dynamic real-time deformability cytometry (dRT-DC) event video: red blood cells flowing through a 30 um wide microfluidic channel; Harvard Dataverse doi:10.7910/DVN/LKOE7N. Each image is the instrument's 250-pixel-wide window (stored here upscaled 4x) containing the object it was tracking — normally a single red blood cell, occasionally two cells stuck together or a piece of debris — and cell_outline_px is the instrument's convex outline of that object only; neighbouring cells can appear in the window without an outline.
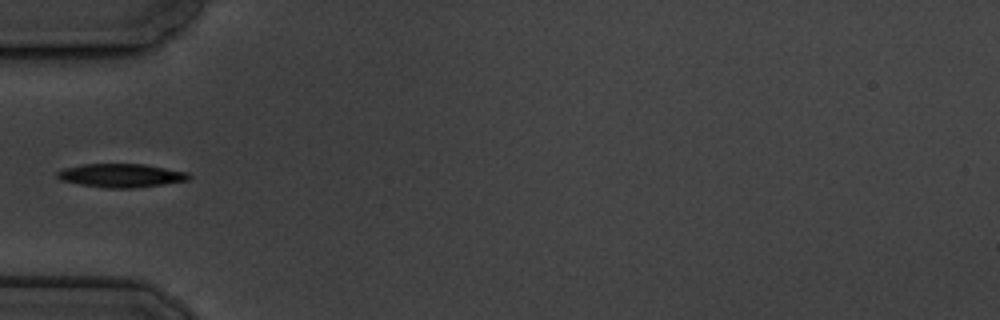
{"species": "common noctule bat (a hibernating species)", "species_latin": "Nyctalus noctula", "temperature_condition": "cold", "stored_images_in_passage": 8, "camera_frame_rate_fps": 3000, "um_per_image_px": 0.085, "animal": {"sex": "male", "body_mass_g": 19.5, "forearm_length_mm": 54.6}, "frame": {"image": 1, "passage_image": 4, "time_ms": 4.667, "image_size_px": [1000, 320], "cell_outline_px": [[192, 180], [136, 188], [104, 188], [80, 184], [60, 180], [56, 176], [56, 172], [64, 168], [84, 164], [144, 164], [188, 172], [192, 176]], "centroid_in_image_um": [10.33, 14.92], "position_along_channel_um": 74.7, "area_um2": 18.26}}
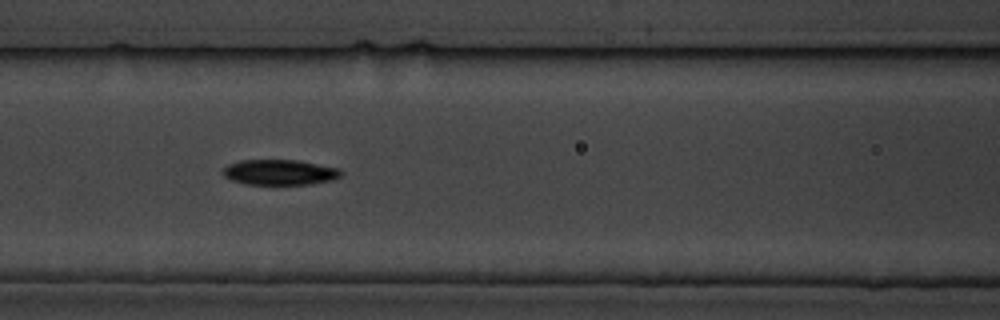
{"frame": {"image": 2, "passage_image": 6, "time_ms": 6.667, "image_size_px": [1000, 320], "cell_outline_px": [[344, 172], [340, 176], [332, 180], [308, 184], [244, 184], [232, 180], [224, 176], [220, 172], [228, 164], [240, 160], [296, 160], [340, 168]], "centroid_in_image_um": [23.76, 14.64], "position_along_channel_um": 142.8, "area_um2": 17.51}}
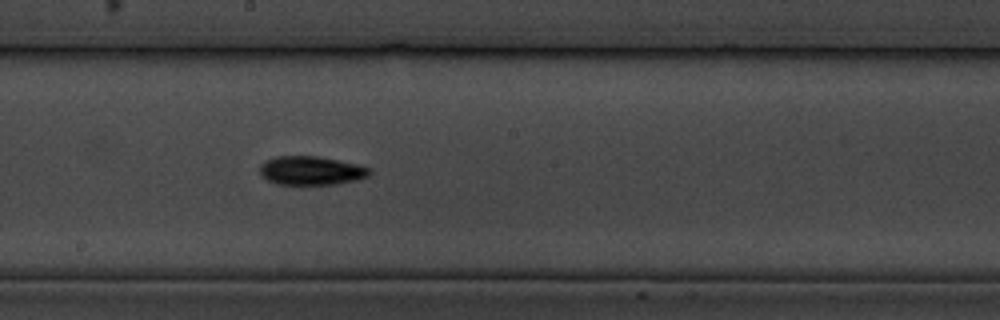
{"frame": {"image": 3, "passage_image": 8, "time_ms": 9.0, "image_size_px": [1000, 320], "cell_outline_px": [[372, 172], [368, 176], [356, 180], [336, 184], [276, 184], [260, 176], [260, 164], [264, 160], [276, 156], [316, 156], [356, 164], [368, 168]], "centroid_in_image_um": [26.39, 14.5], "position_along_channel_um": 221.8, "area_um2": 18.32}}